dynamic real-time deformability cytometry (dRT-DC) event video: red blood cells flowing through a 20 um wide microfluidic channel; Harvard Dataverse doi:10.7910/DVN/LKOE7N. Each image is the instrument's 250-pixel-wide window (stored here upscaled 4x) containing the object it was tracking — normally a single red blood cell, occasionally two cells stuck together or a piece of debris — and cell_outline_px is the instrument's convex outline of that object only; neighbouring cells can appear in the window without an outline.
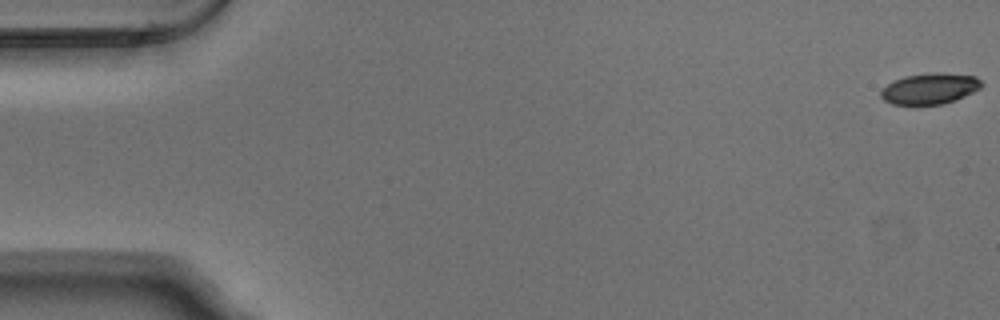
{"species": "Egyptian fruit bat (a non-hibernating species)", "species_latin": "Rousettus aegyptiacus", "temperature_condition": "warm", "stored_images_in_passage": 54, "camera_frame_rate_fps": 3000, "um_per_image_px": 0.085, "animal": {"sex": "male"}, "frame": {"image": 1, "passage_image": 1, "time_ms": 0.0, "image_size_px": [1000, 320], "cell_outline_px": [[984, 84], [980, 88], [956, 100], [944, 104], [892, 104], [884, 100], [880, 96], [880, 88], [904, 76], [928, 72], [944, 72], [976, 76]], "centroid_in_image_um": [79.04, 7.51], "position_along_channel_um": 6.0, "area_um2": 18.32}}
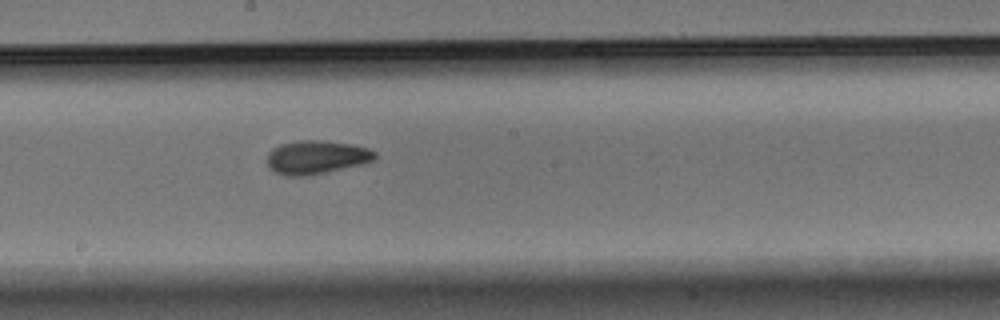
{"frame": {"image": 2, "passage_image": 30, "time_ms": 9.667, "image_size_px": [1000, 320], "cell_outline_px": [[376, 156], [372, 160], [364, 164], [308, 176], [288, 176], [276, 172], [268, 164], [268, 152], [272, 148], [280, 144], [300, 140], [324, 140], [352, 144], [368, 148], [376, 152]], "centroid_in_image_um": [26.91, 13.36], "position_along_channel_um": 221.3, "area_um2": 21.1}}
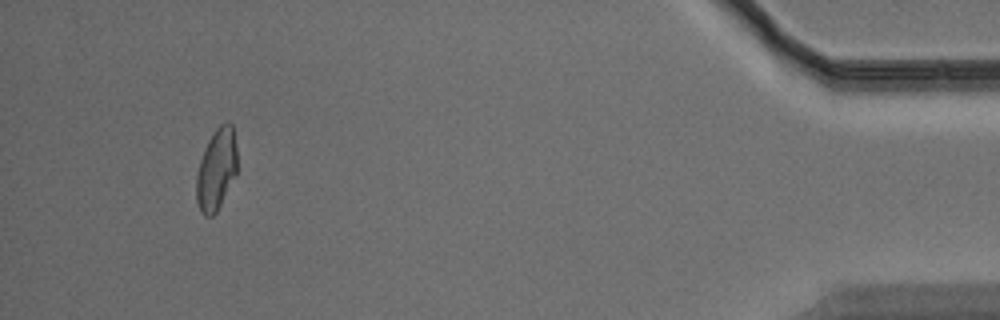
{"frame": {"image": 3, "passage_image": 51, "time_ms": 16.667, "image_size_px": [1000, 320], "cell_outline_px": [[236, 172], [216, 212], [212, 216], [204, 216], [200, 212], [196, 200], [196, 172], [204, 148], [208, 140], [216, 128], [220, 124], [232, 124], [236, 148]], "centroid_in_image_um": [18.35, 14.41], "position_along_channel_um": 416.8, "area_um2": 19.07}, "authors_computed_cell_mechanics": {"area_um2": 19.8254, "velocity_mm_per_s": 3.7762, "shape_relaxation_time_tau1_ms": 3.6198, "shape_relaxation_time_tau2_ms": 2.4065, "deformation_change_tau1": 0.1532, "deformation_change_tau2": 0.0783}}